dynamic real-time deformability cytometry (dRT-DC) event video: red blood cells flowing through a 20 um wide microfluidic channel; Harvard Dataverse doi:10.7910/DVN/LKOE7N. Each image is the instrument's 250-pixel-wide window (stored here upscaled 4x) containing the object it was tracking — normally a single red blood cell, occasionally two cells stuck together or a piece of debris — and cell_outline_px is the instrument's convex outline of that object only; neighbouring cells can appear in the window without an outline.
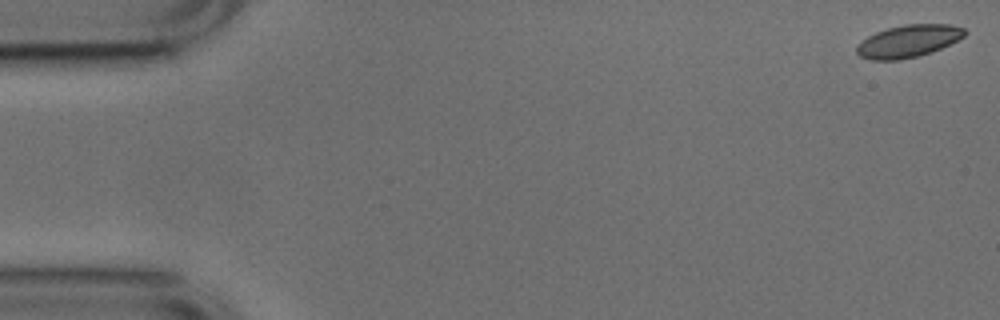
{"species": "common noctule bat (a hibernating species)", "species_latin": "Nyctalus noctula", "temperature_condition": "cold", "stored_images_in_passage": 53, "camera_frame_rate_fps": 3000, "um_per_image_px": 0.085, "animal": {"sex": "male", "body_mass_g": 17.9, "forearm_length_mm": 54.2}, "frame": {"image": 1, "passage_image": 1, "time_ms": 0.0, "image_size_px": [1000, 320], "cell_outline_px": [[968, 32], [964, 36], [932, 52], [920, 56], [900, 60], [872, 60], [860, 56], [856, 52], [856, 44], [868, 36], [876, 32], [888, 28], [904, 24], [952, 24], [964, 28]], "centroid_in_image_um": [77.2, 3.49], "position_along_channel_um": 7.8, "area_um2": 20.46}}
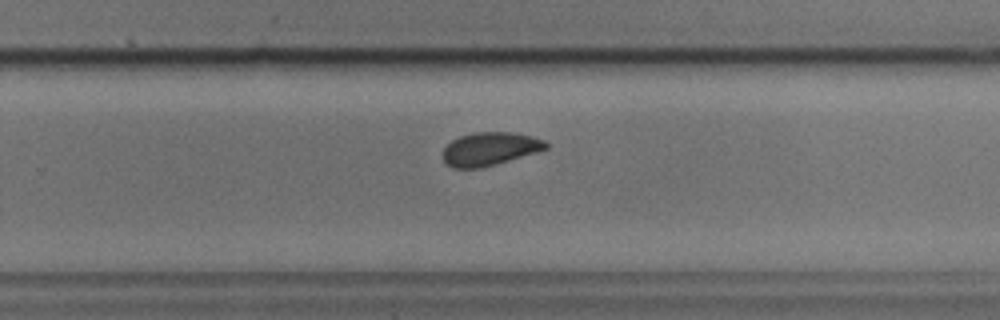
{"frame": {"image": 2, "passage_image": 34, "time_ms": 11.0, "image_size_px": [1000, 320], "cell_outline_px": [[548, 148], [536, 152], [496, 164], [480, 168], [452, 168], [444, 160], [444, 148], [452, 140], [460, 136], [476, 132], [512, 132], [532, 136], [544, 140], [548, 144]], "centroid_in_image_um": [41.65, 12.65], "position_along_channel_um": 288.2, "area_um2": 19.77}}
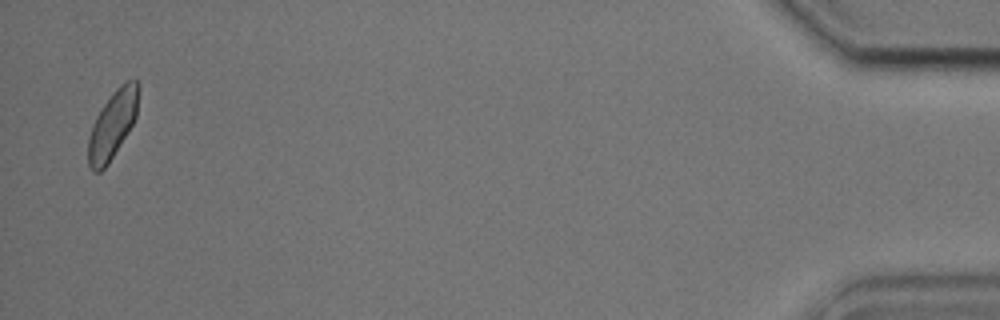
{"frame": {"image": 3, "passage_image": 52, "time_ms": 17.0, "image_size_px": [1000, 320], "cell_outline_px": [[140, 88], [136, 116], [132, 124], [108, 164], [100, 172], [92, 172], [88, 164], [88, 140], [92, 124], [96, 116], [104, 104], [116, 88], [124, 80], [136, 80], [140, 84]], "centroid_in_image_um": [9.57, 10.57], "position_along_channel_um": 425.6, "area_um2": 19.77}, "authors_computed_cell_mechanics": {"area_um2": 20.23, "velocity_mm_per_s": 3.7541, "shape_relaxation_time_tau1_ms": null, "shape_relaxation_time_tau2_ms": 1.9668, "deformation_change_tau1": null, "deformation_change_tau2": 0.061}}